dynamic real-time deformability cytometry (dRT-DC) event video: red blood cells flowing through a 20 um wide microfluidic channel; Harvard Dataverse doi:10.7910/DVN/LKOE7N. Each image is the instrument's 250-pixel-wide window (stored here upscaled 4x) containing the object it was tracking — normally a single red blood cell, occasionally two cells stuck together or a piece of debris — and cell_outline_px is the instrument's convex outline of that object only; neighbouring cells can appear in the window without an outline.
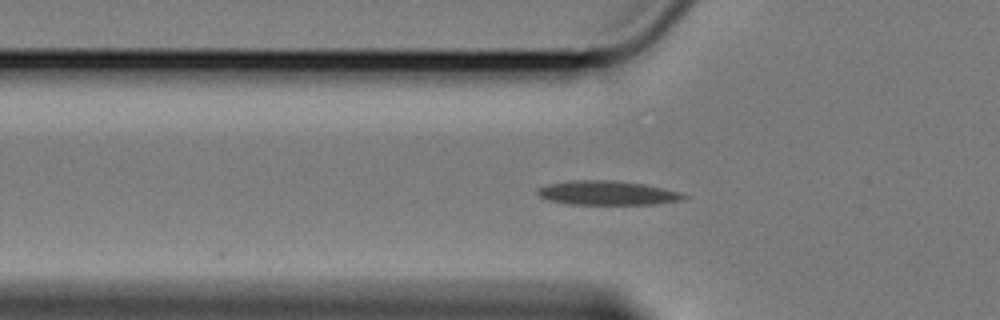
{"species": "Egyptian fruit bat (a non-hibernating species)", "species_latin": "Rousettus aegyptiacus", "temperature_condition": "cold", "stored_images_in_passage": 44, "camera_frame_rate_fps": 3000, "um_per_image_px": 0.085, "animal": {"sex": "female"}, "frame": {"image": 1, "passage_image": 4, "time_ms": 1.0, "image_size_px": [1000, 320], "cell_outline_px": [[688, 196], [684, 200], [656, 204], [568, 204], [548, 200], [540, 196], [536, 192], [540, 188], [548, 184], [576, 180], [612, 180], [644, 184], [676, 192]], "centroid_in_image_um": [51.61, 16.41], "position_along_channel_um": 74.2, "area_um2": 20.29}}
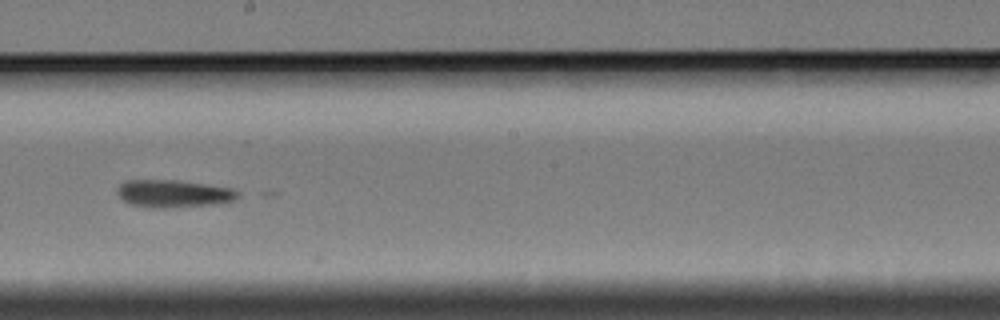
{"frame": {"image": 2, "passage_image": 18, "time_ms": 5.667, "image_size_px": [1000, 320], "cell_outline_px": [[240, 196], [236, 200], [212, 204], [164, 208], [152, 208], [128, 204], [116, 192], [120, 184], [128, 180], [172, 180], [232, 188], [240, 192]], "centroid_in_image_um": [14.74, 16.46], "position_along_channel_um": 233.5, "area_um2": 19.19}}
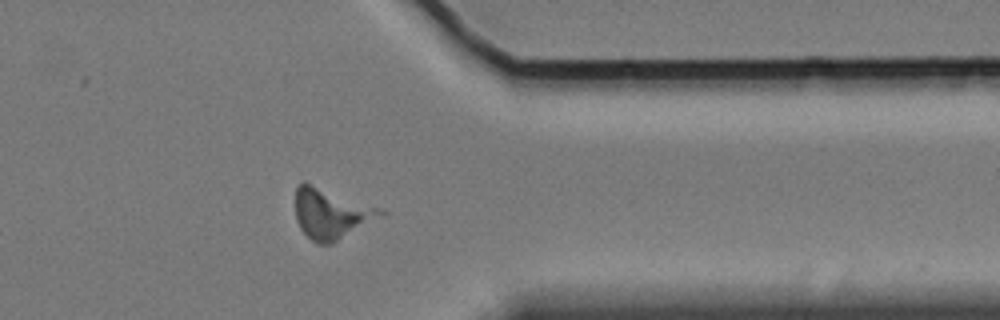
{"frame": {"image": 3, "passage_image": 32, "time_ms": 10.333, "image_size_px": [1000, 320], "cell_outline_px": [[388, 212], [332, 244], [316, 244], [300, 228], [296, 220], [296, 184], [304, 180]], "centroid_in_image_um": [28.08, 18.14], "position_along_channel_um": 383.3, "area_um2": 24.74}}